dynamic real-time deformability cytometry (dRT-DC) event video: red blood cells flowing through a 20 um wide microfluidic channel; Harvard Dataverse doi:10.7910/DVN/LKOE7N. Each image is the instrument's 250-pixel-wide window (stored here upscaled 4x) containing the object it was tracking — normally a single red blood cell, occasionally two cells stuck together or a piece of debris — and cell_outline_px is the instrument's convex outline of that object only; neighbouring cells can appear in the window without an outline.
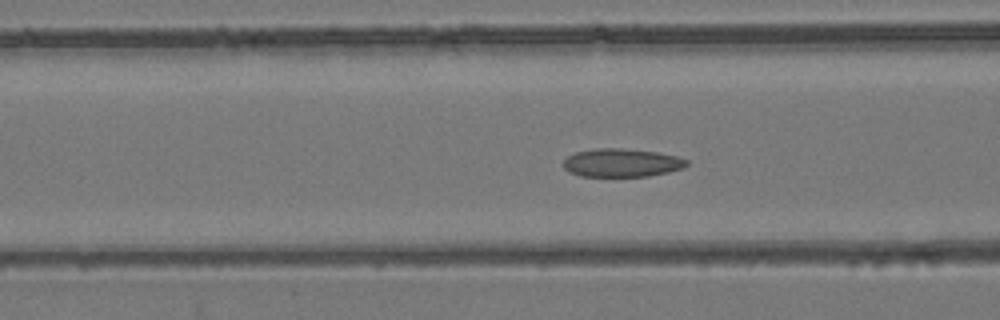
{"species": "common noctule bat (a hibernating species)", "species_latin": "Nyctalus noctula", "temperature_condition": "room temperature", "stored_images_in_passage": 40, "camera_frame_rate_fps": 3000, "um_per_image_px": 0.085, "animal": {"sex": "female", "body_mass_g": 24.6, "forearm_length_mm": 56.2}, "frame": {"image": 1, "passage_image": 7, "time_ms": 2.0, "image_size_px": [1000, 320], "cell_outline_px": [[688, 164], [684, 168], [668, 172], [648, 176], [580, 176], [568, 172], [560, 164], [568, 156], [576, 152], [596, 148], [624, 148], [660, 152], [676, 156], [688, 160]], "centroid_in_image_um": [52.83, 13.83], "position_along_channel_um": 113.8, "area_um2": 20.58}}
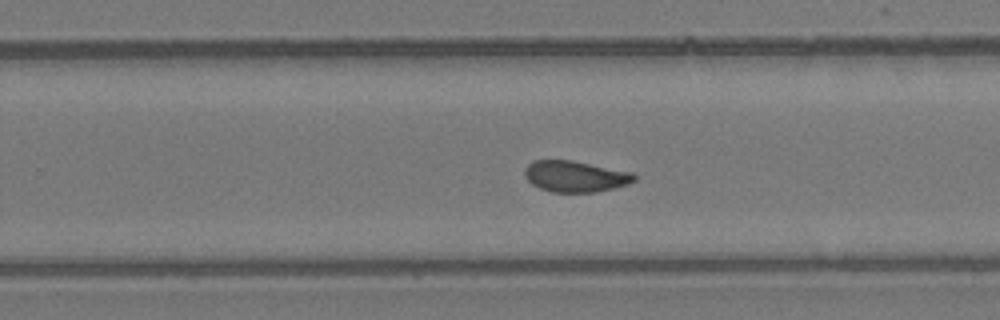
{"frame": {"image": 2, "passage_image": 20, "time_ms": 6.333, "image_size_px": [1000, 320], "cell_outline_px": [[636, 180], [628, 184], [596, 192], [552, 192], [540, 188], [532, 184], [524, 176], [524, 168], [532, 160], [572, 160], [632, 172], [636, 176]], "centroid_in_image_um": [48.88, 14.98], "position_along_channel_um": 280.9, "area_um2": 19.94}}
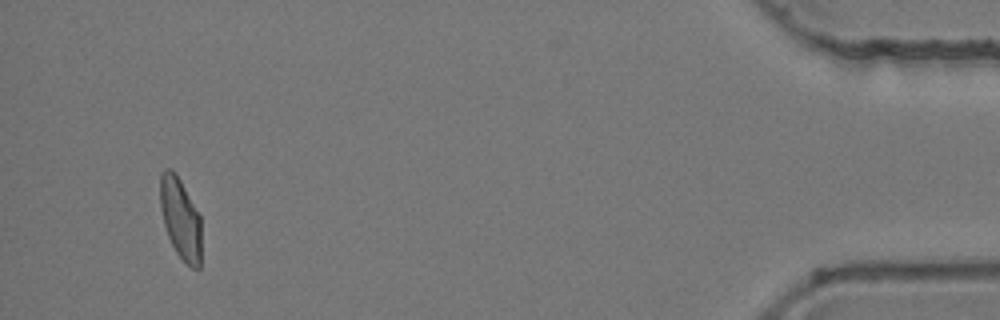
{"frame": {"image": 3, "passage_image": 37, "time_ms": 12.0, "image_size_px": [1000, 320], "cell_outline_px": [[200, 268], [192, 268], [176, 252], [168, 236], [164, 224], [160, 208], [160, 172], [164, 168], [172, 168], [180, 180], [200, 216]], "centroid_in_image_um": [15.31, 18.53], "position_along_channel_um": 419.9, "area_um2": 19.25}, "authors_computed_cell_mechanics": {"area_um2": 20.0855, "velocity_mm_per_s": 3.868, "shape_relaxation_time_tau1_ms": null, "shape_relaxation_time_tau2_ms": 1.4689, "deformation_change_tau1": null, "deformation_change_tau2": 0.0785}}